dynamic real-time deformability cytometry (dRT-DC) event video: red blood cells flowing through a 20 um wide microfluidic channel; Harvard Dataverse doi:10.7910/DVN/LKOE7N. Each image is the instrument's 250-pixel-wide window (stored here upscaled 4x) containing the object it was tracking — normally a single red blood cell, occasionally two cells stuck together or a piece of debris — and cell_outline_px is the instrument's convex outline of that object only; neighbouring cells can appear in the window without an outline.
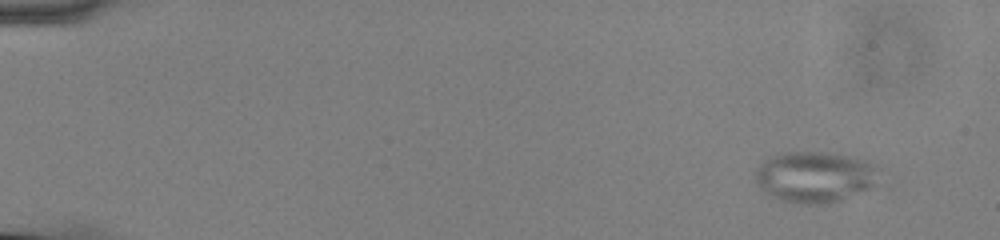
{"species": "common noctule bat (a hibernating species)", "species_latin": "Nyctalus noctula", "temperature_condition": "cold", "stored_images_in_passage": 56, "camera_frame_rate_fps": 3000, "um_per_image_px": 0.085, "animal": {"sex": "male", "body_mass_g": 13.0, "forearm_length_mm": 53.1}, "frame": {"image": 1, "passage_image": 4, "time_ms": 1.0, "image_size_px": [1000, 240], "cell_outline_px": [[872, 184], [868, 188], [840, 200], [828, 204], [808, 204], [784, 200], [772, 196], [760, 188], [756, 180], [756, 172], [760, 164], [764, 160], [772, 156], [784, 152], [828, 152], [848, 156], [860, 160], [868, 164], [872, 168]], "centroid_in_image_um": [69.13, 15.04], "position_along_channel_um": 15.9, "area_um2": 35.32}}
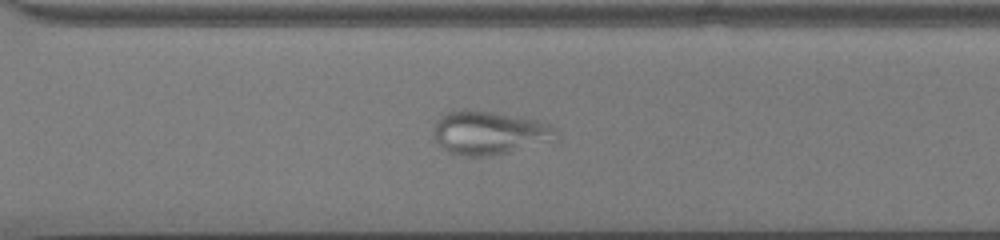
{"frame": {"image": 2, "passage_image": 41, "time_ms": 13.333, "image_size_px": [1000, 240], "cell_outline_px": [[560, 140], [508, 152], [488, 156], [456, 156], [448, 152], [436, 140], [432, 132], [432, 124], [444, 112], [452, 108], [492, 112], [536, 120], [548, 124], [556, 128], [560, 132]], "centroid_in_image_um": [41.58, 11.28], "position_along_channel_um": 329.0, "area_um2": 31.79}}
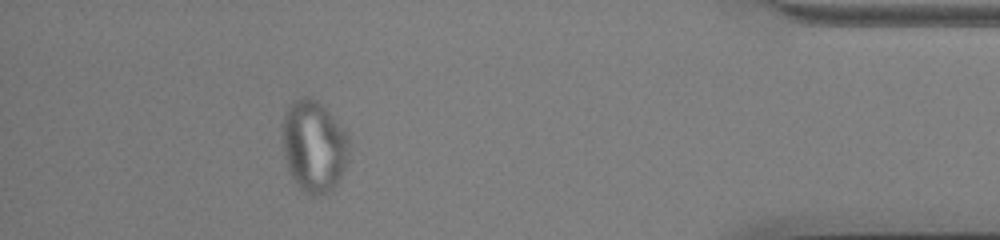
{"frame": {"image": 3, "passage_image": 51, "time_ms": 16.667, "image_size_px": [1000, 240], "cell_outline_px": [[348, 160], [336, 184], [328, 192], [320, 196], [312, 196], [304, 192], [292, 180], [288, 172], [280, 144], [280, 124], [288, 108], [296, 100], [304, 96], [312, 96], [344, 128], [348, 136]], "centroid_in_image_um": [26.62, 12.44], "position_along_channel_um": 408.6, "area_um2": 36.24}}